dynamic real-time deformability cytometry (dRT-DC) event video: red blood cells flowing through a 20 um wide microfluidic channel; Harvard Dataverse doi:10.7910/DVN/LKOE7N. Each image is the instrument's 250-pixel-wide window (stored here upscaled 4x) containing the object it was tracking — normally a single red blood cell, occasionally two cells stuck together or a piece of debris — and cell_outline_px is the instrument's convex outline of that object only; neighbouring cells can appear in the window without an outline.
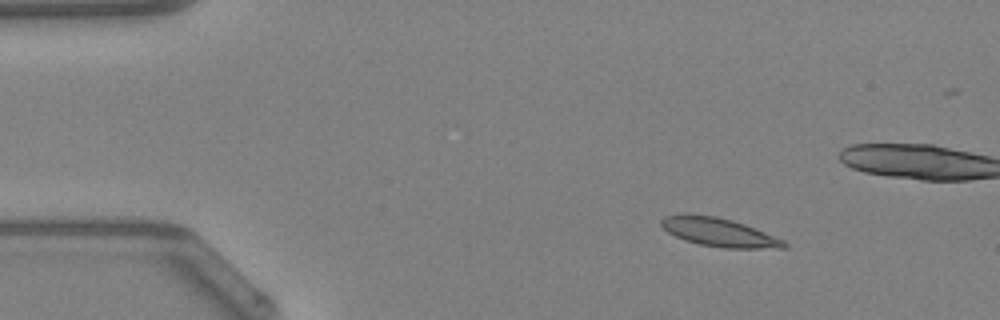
{"species": "Egyptian fruit bat (a non-hibernating species)", "species_latin": "Rousettus aegyptiacus", "temperature_condition": "warm", "stored_images_in_passage": 22, "camera_frame_rate_fps": 3000, "um_per_image_px": 0.085, "animal": {"sex": "female"}, "frame": {"image": 1, "passage_image": 7, "time_ms": 2.0, "image_size_px": [1000, 320], "cell_outline_px": [[788, 248], [724, 248], [700, 244], [684, 240], [668, 232], [660, 224], [660, 220], [664, 216], [688, 212], [716, 216], [732, 220], [744, 224], [784, 240], [788, 244]], "centroid_in_image_um": [61.08, 19.72], "position_along_channel_um": 23.9, "area_um2": 20.58}}
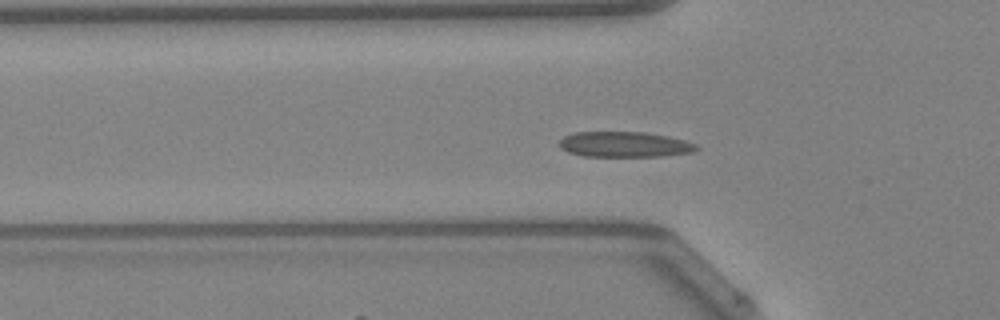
{"frame": {"image": 2, "passage_image": 16, "time_ms": 5.0, "image_size_px": [1000, 320], "cell_outline_px": [[700, 148], [692, 152], [660, 156], [584, 156], [568, 152], [560, 148], [560, 140], [564, 136], [576, 132], [648, 132], [668, 136], [684, 140], [696, 144]], "centroid_in_image_um": [53.09, 12.27], "position_along_channel_um": 72.7, "area_um2": 20.29}}